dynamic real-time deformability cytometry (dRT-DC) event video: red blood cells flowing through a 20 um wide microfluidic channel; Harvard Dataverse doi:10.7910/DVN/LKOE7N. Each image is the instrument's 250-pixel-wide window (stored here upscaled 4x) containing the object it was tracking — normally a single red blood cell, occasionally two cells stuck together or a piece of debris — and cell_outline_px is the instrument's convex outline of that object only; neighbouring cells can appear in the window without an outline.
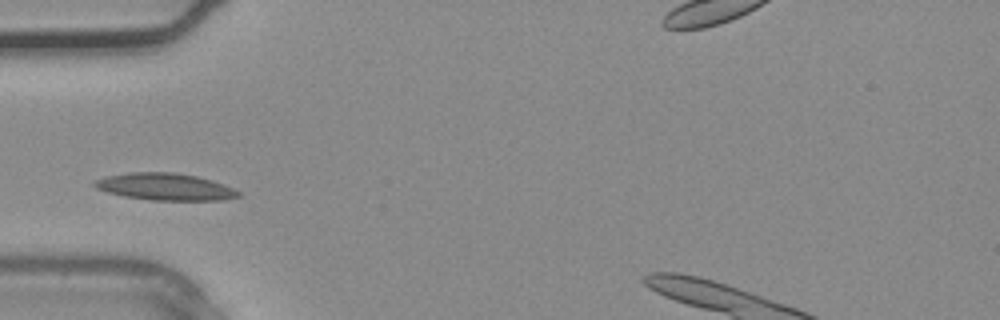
{"species": "common noctule bat (a hibernating species)", "species_latin": "Nyctalus noctula", "temperature_condition": "warm", "stored_images_in_passage": 25, "camera_frame_rate_fps": 3000, "um_per_image_px": 0.085, "animal": {"sex": "male", "body_mass_g": 20.4}, "frame": {"image": 1, "passage_image": 1, "time_ms": 0.0, "image_size_px": [1000, 320], "cell_outline_px": [[240, 196], [224, 200], [152, 200], [124, 196], [108, 192], [96, 188], [92, 184], [96, 180], [108, 176], [128, 172], [172, 172], [196, 176], [212, 180], [232, 188], [240, 192]], "centroid_in_image_um": [14.04, 15.87], "position_along_channel_um": 71.0, "area_um2": 22.43}}